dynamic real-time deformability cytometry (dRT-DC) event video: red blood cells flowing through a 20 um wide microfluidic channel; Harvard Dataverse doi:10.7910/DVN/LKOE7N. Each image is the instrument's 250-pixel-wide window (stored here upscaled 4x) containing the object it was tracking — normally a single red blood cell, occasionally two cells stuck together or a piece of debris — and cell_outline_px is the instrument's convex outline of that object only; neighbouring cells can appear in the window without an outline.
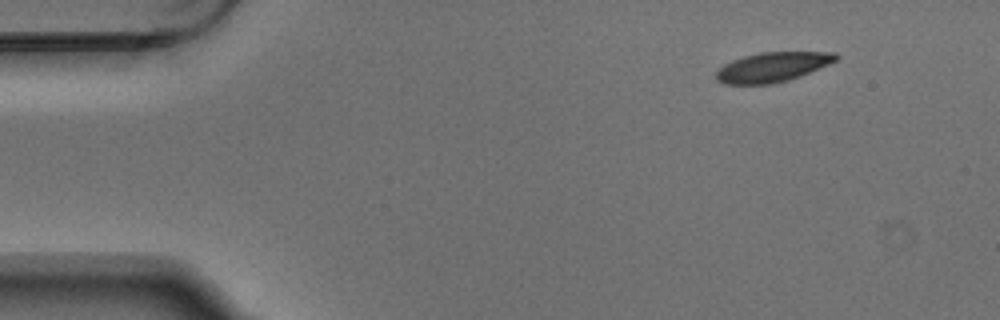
{"species": "Egyptian fruit bat (a non-hibernating species)", "species_latin": "Rousettus aegyptiacus", "temperature_condition": "warm", "stored_images_in_passage": 4, "camera_frame_rate_fps": 3000, "um_per_image_px": 0.085, "animal": {"sex": "male"}, "frame": {"image": 1, "passage_image": 1, "time_ms": 0.0, "image_size_px": [1000, 320], "cell_outline_px": [[840, 56], [836, 60], [828, 64], [800, 76], [788, 80], [772, 84], [724, 84], [716, 80], [716, 72], [724, 64], [732, 60], [744, 56], [760, 52], [836, 52]], "centroid_in_image_um": [65.65, 5.7], "position_along_channel_um": 19.4, "area_um2": 20.63}}